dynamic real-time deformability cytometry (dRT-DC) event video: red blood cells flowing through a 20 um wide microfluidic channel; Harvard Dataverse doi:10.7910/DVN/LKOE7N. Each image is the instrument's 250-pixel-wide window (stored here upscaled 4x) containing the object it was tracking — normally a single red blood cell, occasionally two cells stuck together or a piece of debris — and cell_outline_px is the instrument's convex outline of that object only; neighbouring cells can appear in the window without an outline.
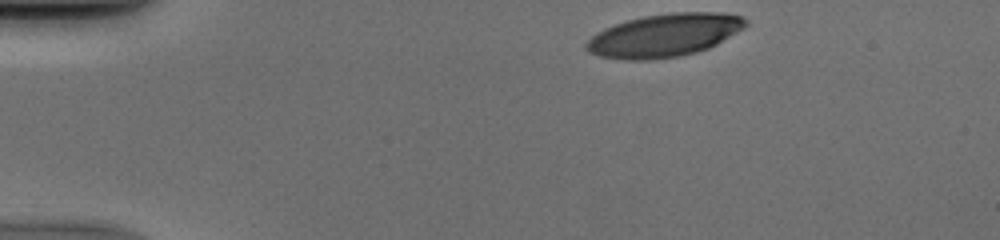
{"species": "human", "species_latin": "Homo sapiens", "temperature_condition": "cold", "stored_images_in_passage": 36, "camera_frame_rate_fps": 3000, "um_per_image_px": 0.085, "donor": {"sex": "male"}, "frame": {"image": 1, "passage_image": 1, "time_ms": 0.0, "image_size_px": [1000, 240], "cell_outline_px": [[748, 24], [744, 28], [716, 44], [708, 48], [696, 52], [680, 56], [652, 60], [624, 60], [600, 56], [588, 52], [584, 48], [584, 44], [596, 32], [604, 28], [628, 20], [644, 16], [672, 12], [724, 12], [744, 16], [748, 20]], "centroid_in_image_um": [56.48, 3.0], "position_along_channel_um": 28.5, "area_um2": 40.17}}
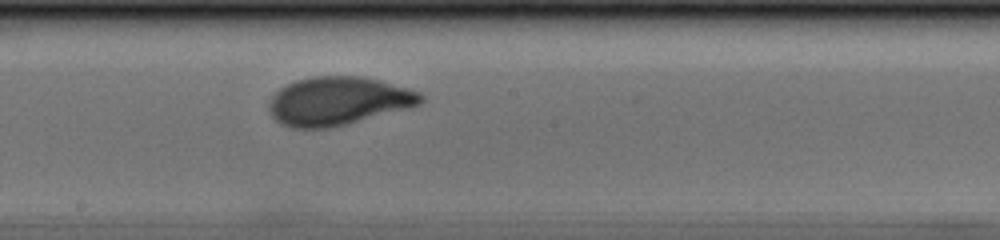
{"frame": {"image": 2, "passage_image": 21, "time_ms": 6.667, "image_size_px": [1000, 240], "cell_outline_px": [[424, 100], [420, 104], [408, 108], [328, 128], [292, 128], [280, 124], [272, 116], [268, 108], [268, 104], [272, 96], [280, 88], [296, 80], [316, 76], [360, 76], [380, 80], [408, 88], [420, 92], [424, 96]], "centroid_in_image_um": [28.73, 8.58], "position_along_channel_um": 219.5, "area_um2": 42.6}}
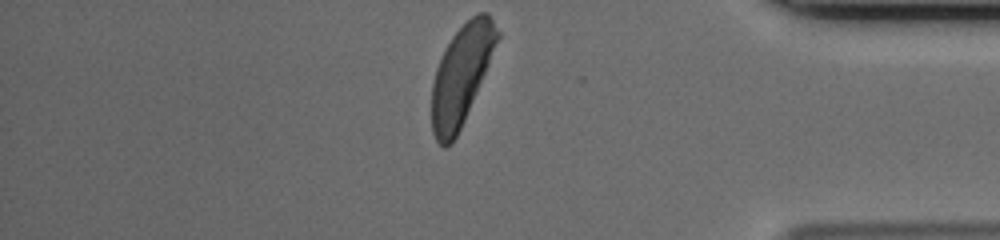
{"frame": {"image": 3, "passage_image": 36, "time_ms": 11.667, "image_size_px": [1000, 240], "cell_outline_px": [[500, 36], [464, 120], [452, 144], [444, 148], [436, 140], [432, 132], [432, 84], [436, 68], [452, 36], [472, 16], [480, 12], [488, 12], [500, 32]], "centroid_in_image_um": [39.21, 6.38], "position_along_channel_um": 396.0, "area_um2": 37.05}}